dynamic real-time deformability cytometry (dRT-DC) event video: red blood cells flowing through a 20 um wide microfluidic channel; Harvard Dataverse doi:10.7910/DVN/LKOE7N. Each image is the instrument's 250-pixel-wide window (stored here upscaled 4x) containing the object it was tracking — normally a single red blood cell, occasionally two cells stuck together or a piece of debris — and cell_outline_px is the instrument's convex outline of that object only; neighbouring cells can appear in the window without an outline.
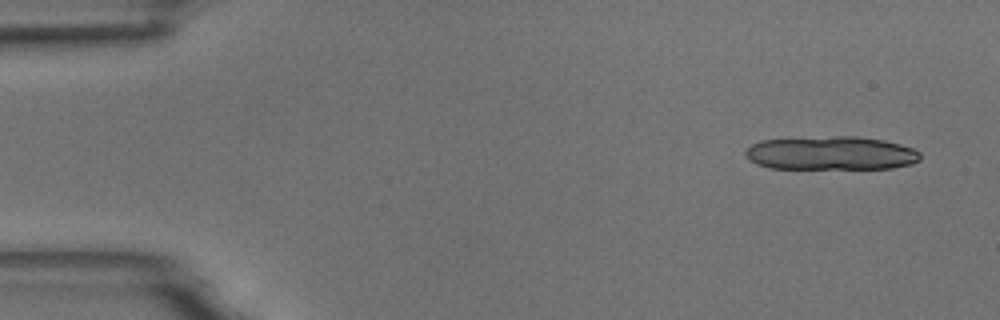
{"species": "common noctule bat (a hibernating species)", "species_latin": "Nyctalus noctula", "temperature_condition": "room temperature", "stored_images_in_passage": 4, "camera_frame_rate_fps": 3000, "um_per_image_px": 0.085, "animal": {"sex": "male", "body_mass_g": 18.8}, "frame": {"image": 1, "passage_image": 1, "time_ms": 0.0, "image_size_px": [1000, 320], "cell_outline_px": [[920, 160], [912, 164], [892, 168], [768, 168], [756, 164], [744, 152], [752, 144], [760, 140], [836, 136], [856, 136], [884, 140], [900, 144], [912, 148], [920, 152]], "centroid_in_image_um": [70.67, 13.02], "position_along_channel_um": 14.3, "area_um2": 34.1}}